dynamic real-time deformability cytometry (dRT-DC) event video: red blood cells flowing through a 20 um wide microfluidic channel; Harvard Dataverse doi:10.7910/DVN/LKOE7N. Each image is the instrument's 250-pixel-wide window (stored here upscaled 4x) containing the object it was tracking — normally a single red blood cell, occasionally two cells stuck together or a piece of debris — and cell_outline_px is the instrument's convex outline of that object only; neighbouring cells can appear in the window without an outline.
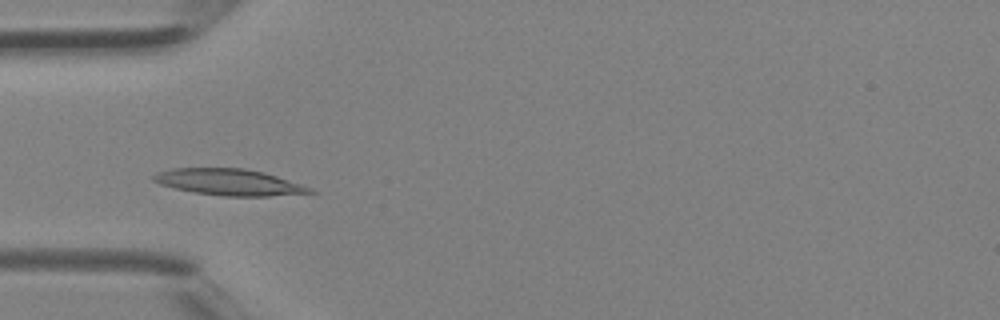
{"species": "Egyptian fruit bat (a non-hibernating species)", "species_latin": "Rousettus aegyptiacus", "temperature_condition": "room temperature", "stored_images_in_passage": 37, "camera_frame_rate_fps": 3000, "um_per_image_px": 0.085, "animal": {"sex": "female"}, "frame": {"image": 1, "passage_image": 9, "time_ms": 2.667, "image_size_px": [1000, 320], "cell_outline_px": [[316, 192], [268, 196], [224, 196], [196, 192], [176, 188], [160, 184], [152, 180], [152, 176], [156, 172], [172, 168], [244, 168], [264, 172], [312, 188]], "centroid_in_image_um": [19.44, 15.47], "position_along_channel_um": 65.6, "area_um2": 23.76}}
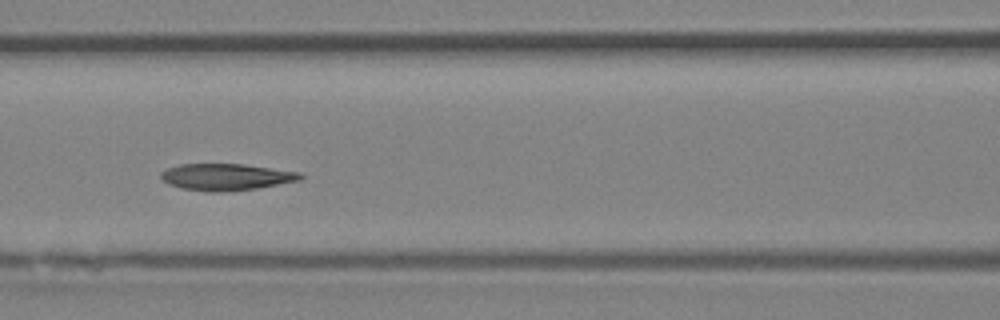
{"frame": {"image": 2, "passage_image": 14, "time_ms": 4.333, "image_size_px": [1000, 320], "cell_outline_px": [[304, 176], [300, 180], [256, 188], [216, 192], [212, 192], [180, 188], [168, 184], [160, 176], [160, 172], [168, 168], [180, 164], [244, 164], [300, 172]], "centroid_in_image_um": [19.21, 15.03], "position_along_channel_um": 147.4, "area_um2": 21.5}}
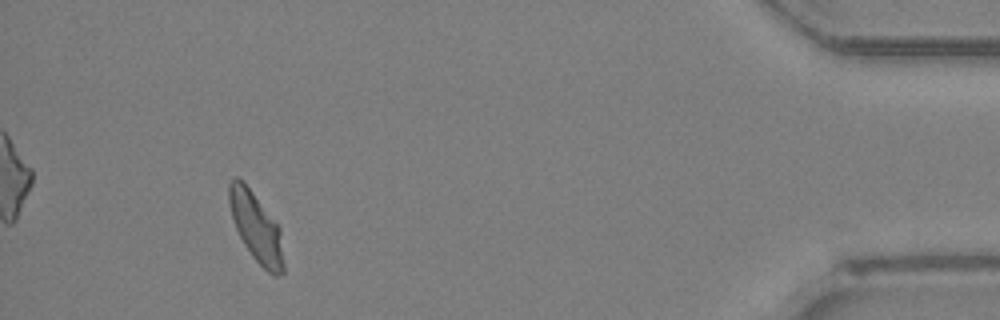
{"frame": {"image": 3, "passage_image": 34, "time_ms": 11.0, "image_size_px": [1000, 320], "cell_outline_px": [[284, 272], [280, 276], [272, 276], [252, 256], [244, 244], [236, 228], [232, 216], [228, 200], [228, 184], [232, 176], [236, 176], [252, 192], [280, 228], [284, 264]], "centroid_in_image_um": [21.77, 19.35], "position_along_channel_um": 413.4, "area_um2": 21.68}}